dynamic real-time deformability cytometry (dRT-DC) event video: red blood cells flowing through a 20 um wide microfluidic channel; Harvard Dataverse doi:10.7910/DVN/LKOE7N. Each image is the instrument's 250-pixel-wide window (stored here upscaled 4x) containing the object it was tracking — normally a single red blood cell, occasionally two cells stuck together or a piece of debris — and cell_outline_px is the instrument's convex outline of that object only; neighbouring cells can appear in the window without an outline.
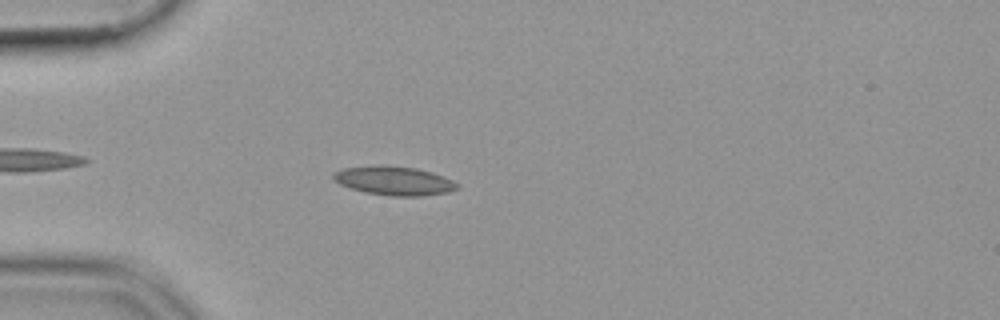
{"species": "common noctule bat (a hibernating species)", "species_latin": "Nyctalus noctula", "temperature_condition": "cold", "stored_images_in_passage": 45, "camera_frame_rate_fps": 3000, "um_per_image_px": 0.085, "animal": {"sex": "female", "body_mass_g": 19.9}, "frame": {"image": 1, "passage_image": 7, "time_ms": 2.0, "image_size_px": [1000, 320], "cell_outline_px": [[460, 188], [448, 192], [420, 196], [392, 196], [364, 192], [340, 184], [332, 180], [332, 172], [344, 168], [416, 168], [432, 172], [444, 176], [460, 184]], "centroid_in_image_um": [33.56, 15.41], "position_along_channel_um": 51.4, "area_um2": 20.06}}
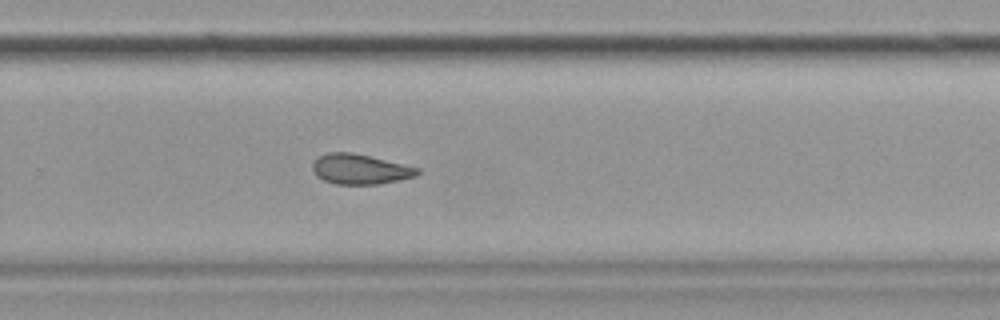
{"frame": {"image": 2, "passage_image": 28, "time_ms": 9.0, "image_size_px": [1000, 320], "cell_outline_px": [[420, 172], [416, 176], [400, 180], [380, 184], [336, 184], [324, 180], [316, 176], [312, 168], [312, 164], [320, 156], [328, 152], [352, 152], [420, 168]], "centroid_in_image_um": [30.62, 14.38], "position_along_channel_um": 299.2, "area_um2": 18.32}}
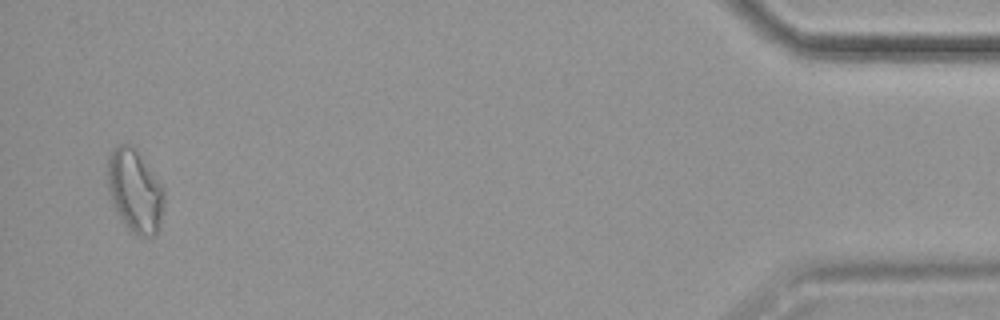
{"frame": {"image": 3, "passage_image": 44, "time_ms": 14.333, "image_size_px": [1000, 320], "cell_outline_px": [[164, 200], [160, 228], [156, 236], [136, 236], [128, 232], [116, 212], [112, 204], [108, 192], [108, 156], [120, 144], [128, 144], [136, 148], [164, 188]], "centroid_in_image_um": [11.48, 16.29], "position_along_channel_um": 423.7, "area_um2": 27.74}}